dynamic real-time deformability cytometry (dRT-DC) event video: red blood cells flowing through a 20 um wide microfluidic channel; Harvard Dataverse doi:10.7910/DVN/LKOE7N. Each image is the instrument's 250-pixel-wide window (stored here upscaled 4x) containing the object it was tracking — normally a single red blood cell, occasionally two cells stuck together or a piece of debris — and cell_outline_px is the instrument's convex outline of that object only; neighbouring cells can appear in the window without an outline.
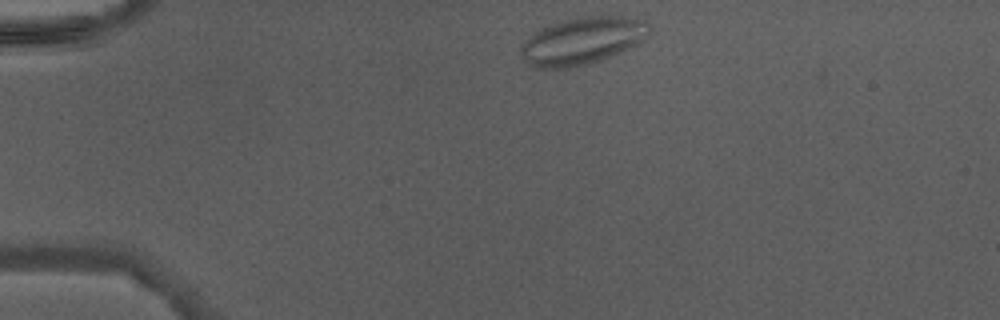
{"species": "Egyptian fruit bat (a non-hibernating species)", "species_latin": "Rousettus aegyptiacus", "temperature_condition": "warm", "stored_images_in_passage": 38, "camera_frame_rate_fps": 3000, "um_per_image_px": 0.085, "animal": {"sex": "male"}, "frame": {"image": 1, "passage_image": 1, "time_ms": 0.0, "image_size_px": [1000, 320], "cell_outline_px": [[652, 32], [644, 40], [636, 44], [600, 60], [588, 64], [568, 68], [536, 68], [528, 64], [520, 56], [520, 48], [524, 40], [536, 32], [552, 24], [564, 20], [580, 16], [620, 16], [644, 20], [648, 24]], "centroid_in_image_um": [49.49, 3.47], "position_along_channel_um": 35.5, "area_um2": 35.14}}
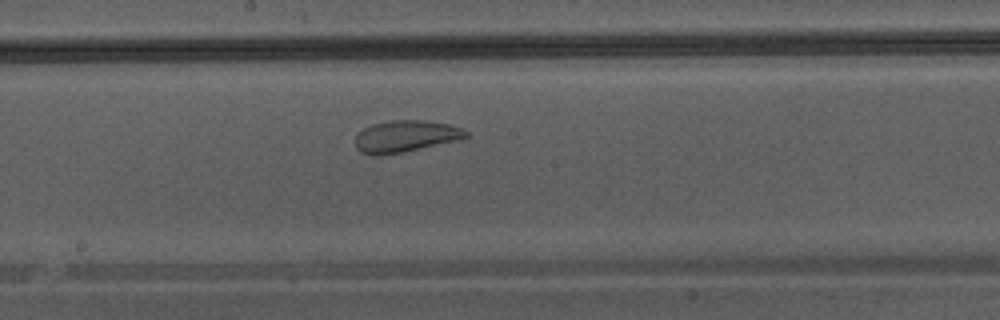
{"frame": {"image": 2, "passage_image": 17, "time_ms": 5.333, "image_size_px": [1000, 320], "cell_outline_px": [[468, 140], [404, 152], [376, 156], [360, 152], [356, 148], [356, 136], [364, 128], [372, 124], [392, 120], [424, 120], [448, 124], [464, 128], [468, 132]], "centroid_in_image_um": [34.58, 11.6], "position_along_channel_um": 213.6, "area_um2": 21.04}}
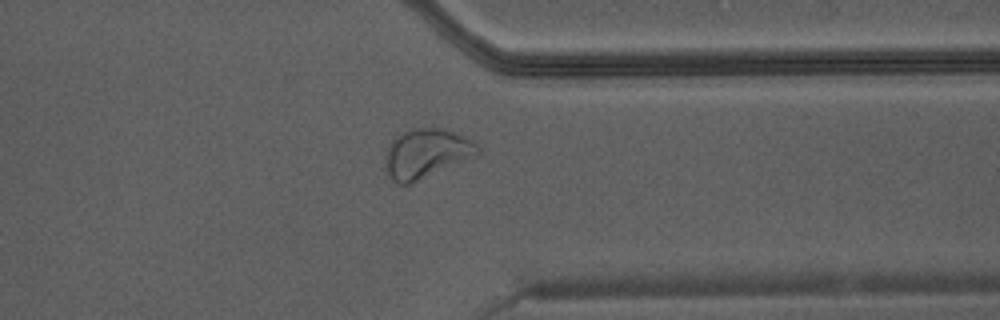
{"frame": {"image": 3, "passage_image": 28, "time_ms": 9.0, "image_size_px": [1000, 320], "cell_outline_px": [[480, 152], [472, 156], [412, 184], [400, 184], [392, 180], [388, 176], [384, 168], [384, 160], [388, 148], [392, 140], [396, 136], [412, 128], [444, 128], [464, 136], [472, 140], [480, 148]], "centroid_in_image_um": [36.18, 13.05], "position_along_channel_um": 375.2, "area_um2": 26.36}}